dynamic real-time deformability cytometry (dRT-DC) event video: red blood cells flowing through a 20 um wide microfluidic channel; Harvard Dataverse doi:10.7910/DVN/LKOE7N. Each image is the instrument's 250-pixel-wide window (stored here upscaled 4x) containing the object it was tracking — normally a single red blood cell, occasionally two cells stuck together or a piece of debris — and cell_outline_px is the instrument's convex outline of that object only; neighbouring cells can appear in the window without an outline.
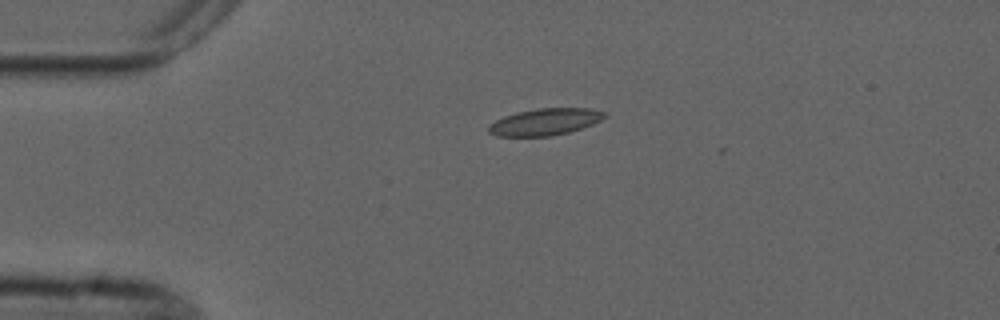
{"species": "common noctule bat (a hibernating species)", "species_latin": "Nyctalus noctula", "temperature_condition": "cold", "stored_images_in_passage": 2, "camera_frame_rate_fps": 3000, "um_per_image_px": 0.085, "animal": {"sex": "male", "forearm_length_mm": 52.5}, "frame": {"image": 1, "passage_image": 1, "time_ms": 0.0, "image_size_px": [1000, 320], "cell_outline_px": [[608, 116], [592, 124], [568, 132], [552, 136], [496, 136], [488, 132], [488, 124], [504, 116], [516, 112], [540, 108], [588, 108], [604, 112]], "centroid_in_image_um": [46.29, 10.36], "position_along_channel_um": 38.7, "area_um2": 18.03}}